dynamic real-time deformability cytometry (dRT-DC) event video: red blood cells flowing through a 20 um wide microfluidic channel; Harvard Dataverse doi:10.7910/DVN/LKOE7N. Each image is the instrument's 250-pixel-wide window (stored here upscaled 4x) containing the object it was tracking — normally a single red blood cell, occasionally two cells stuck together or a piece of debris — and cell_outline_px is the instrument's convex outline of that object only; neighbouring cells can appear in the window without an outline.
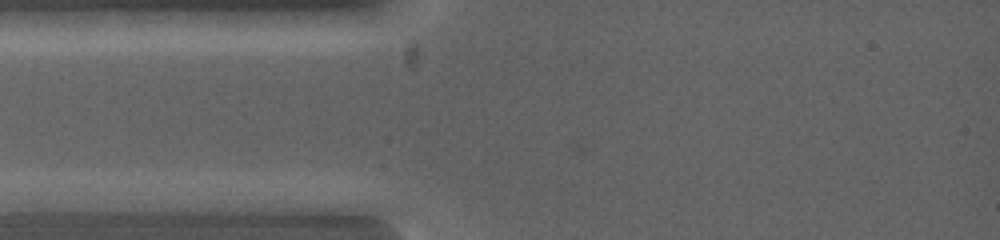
{"species": "common noctule bat (a hibernating species)", "species_latin": "Nyctalus noctula", "temperature_condition": "warm", "stored_images_in_passage": 3, "segment_of_instrument_passage": [1, 2], "camera_frame_rate_fps": 5000, "um_per_image_px": 0.085, "animal": {"sex": "female", "body_mass_g": 19.0, "forearm_length_mm": 53.3}, "frame": {"image": 1, "passage_image": 1, "time_ms": 0.0, "image_size_px": [1000, 240], "cell_outline_px": [[116, 200], [88, 212], [16, 212], [12, 200], [32, 192], [44, 192]], "centroid_in_image_um": [4.86, 17.26], "position_along_channel_um": 80.1, "area_um2": 10.98}}